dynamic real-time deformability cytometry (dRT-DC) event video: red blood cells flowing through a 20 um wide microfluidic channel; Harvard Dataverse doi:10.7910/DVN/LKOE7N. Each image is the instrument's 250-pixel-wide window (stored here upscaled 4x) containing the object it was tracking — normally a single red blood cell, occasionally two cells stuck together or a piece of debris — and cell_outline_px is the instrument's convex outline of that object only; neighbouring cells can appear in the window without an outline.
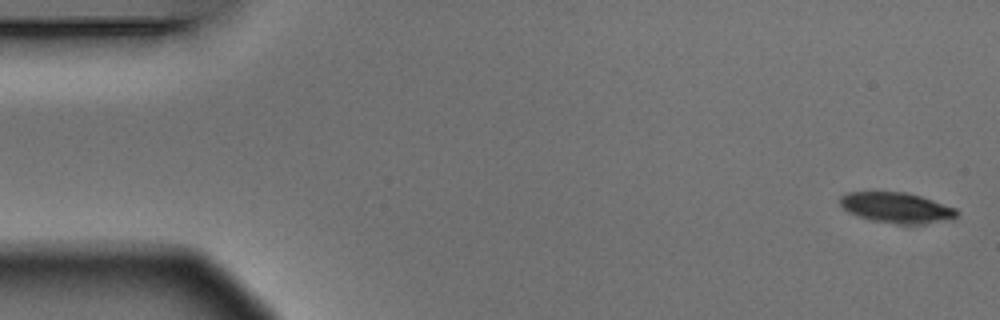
{"species": "Egyptian fruit bat (a non-hibernating species)", "species_latin": "Rousettus aegyptiacus", "temperature_condition": "warm", "stored_images_in_passage": 6, "camera_frame_rate_fps": 3000, "um_per_image_px": 0.085, "animal": {"sex": "male"}, "frame": {"image": 1, "passage_image": 1, "time_ms": 0.0, "image_size_px": [1000, 320], "cell_outline_px": [[960, 212], [956, 220], [916, 224], [900, 224], [872, 220], [848, 212], [840, 204], [840, 196], [848, 192], [908, 192], [956, 208]], "centroid_in_image_um": [76.28, 17.66], "position_along_channel_um": 8.7, "area_um2": 20.81}}
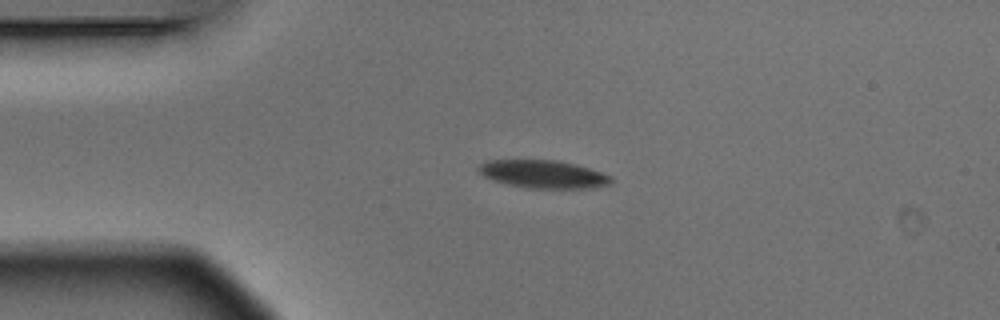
{"frame": {"image": 2, "passage_image": 4, "time_ms": 1.0, "image_size_px": [1000, 320], "cell_outline_px": [[612, 184], [596, 188], [528, 188], [508, 184], [484, 176], [476, 168], [484, 160], [556, 160], [576, 164], [612, 176]], "centroid_in_image_um": [46.21, 14.8], "position_along_channel_um": 38.8, "area_um2": 21.56}}
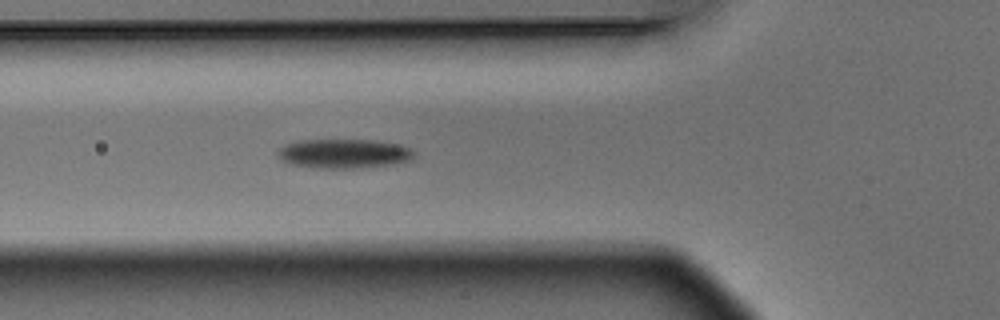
{"frame": {"image": 3, "passage_image": 6, "time_ms": 1.667, "image_size_px": [1000, 320], "cell_outline_px": [[416, 156], [412, 160], [392, 164], [364, 168], [312, 168], [292, 164], [280, 160], [276, 152], [284, 144], [300, 140], [372, 140], [400, 144], [412, 148], [416, 152]], "centroid_in_image_um": [29.26, 13.06], "position_along_channel_um": 96.5, "area_um2": 23.7}}